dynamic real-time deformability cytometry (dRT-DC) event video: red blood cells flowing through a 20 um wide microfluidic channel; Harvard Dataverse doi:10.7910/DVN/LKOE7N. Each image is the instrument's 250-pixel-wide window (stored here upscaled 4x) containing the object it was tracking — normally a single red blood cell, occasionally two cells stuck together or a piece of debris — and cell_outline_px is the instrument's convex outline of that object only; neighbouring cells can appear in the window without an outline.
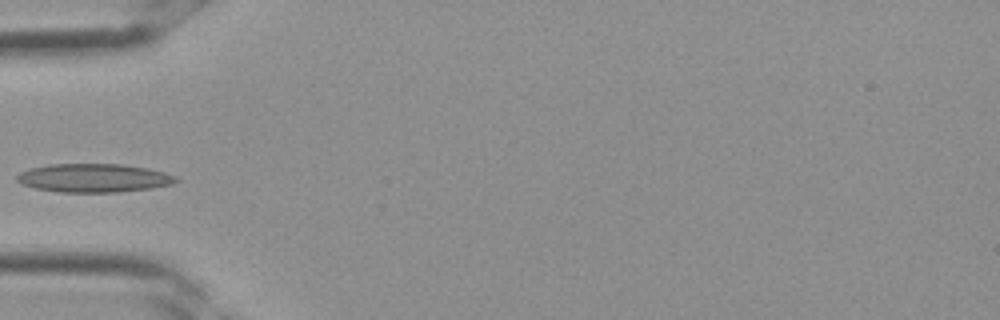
{"species": "Egyptian fruit bat (a non-hibernating species)", "species_latin": "Rousettus aegyptiacus", "temperature_condition": "room temperature", "stored_images_in_passage": 3, "camera_frame_rate_fps": 3000, "um_per_image_px": 0.085, "frame": {"image": 1, "passage_image": 3, "time_ms": 0.667, "image_size_px": [1000, 320], "cell_outline_px": [[180, 180], [172, 184], [148, 188], [116, 192], [60, 192], [36, 188], [24, 184], [16, 180], [16, 176], [20, 172], [32, 168], [48, 164], [124, 164], [148, 168], [164, 172], [176, 176]], "centroid_in_image_um": [7.99, 15.12], "position_along_channel_um": 77.0, "area_um2": 26.3}}